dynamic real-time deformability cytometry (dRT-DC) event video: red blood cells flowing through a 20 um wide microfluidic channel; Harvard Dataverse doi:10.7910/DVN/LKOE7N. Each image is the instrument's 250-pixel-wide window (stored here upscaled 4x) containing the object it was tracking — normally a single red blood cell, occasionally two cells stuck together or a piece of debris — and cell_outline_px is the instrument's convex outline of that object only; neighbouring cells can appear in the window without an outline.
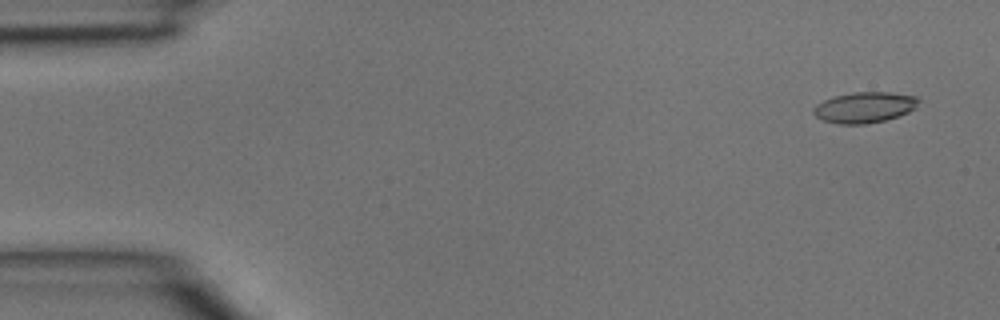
{"species": "common noctule bat (a hibernating species)", "species_latin": "Nyctalus noctula", "temperature_condition": "room temperature", "stored_images_in_passage": 5, "camera_frame_rate_fps": 3000, "um_per_image_px": 0.085, "animal": {"sex": "male", "body_mass_g": 15.6}, "frame": {"image": 1, "passage_image": 1, "time_ms": 0.0, "image_size_px": [1000, 320], "cell_outline_px": [[920, 100], [916, 108], [900, 116], [884, 120], [864, 124], [836, 124], [824, 120], [816, 116], [812, 112], [812, 108], [816, 104], [824, 100], [836, 96], [856, 92], [888, 92], [916, 96]], "centroid_in_image_um": [73.49, 9.13], "position_along_channel_um": 11.5, "area_um2": 18.84}}
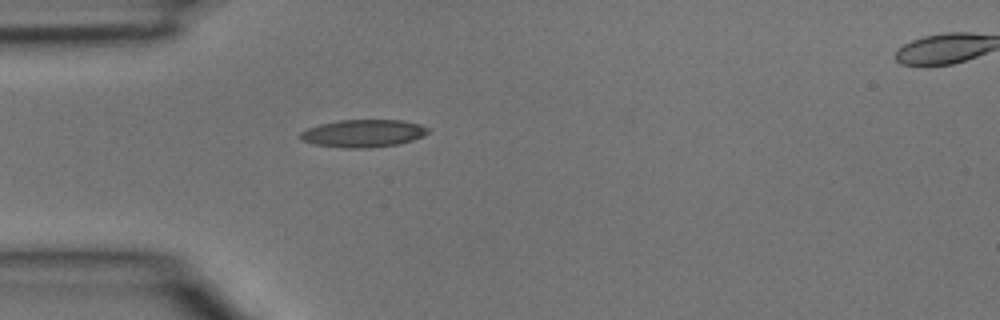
{"frame": {"image": 2, "passage_image": 4, "time_ms": 1.0, "image_size_px": [1000, 320], "cell_outline_px": [[428, 132], [424, 136], [412, 140], [396, 144], [368, 148], [344, 148], [316, 144], [304, 140], [300, 136], [300, 132], [308, 128], [320, 124], [340, 120], [400, 120], [420, 124], [428, 128]], "centroid_in_image_um": [30.89, 11.33], "position_along_channel_um": 54.1, "area_um2": 20.29}}